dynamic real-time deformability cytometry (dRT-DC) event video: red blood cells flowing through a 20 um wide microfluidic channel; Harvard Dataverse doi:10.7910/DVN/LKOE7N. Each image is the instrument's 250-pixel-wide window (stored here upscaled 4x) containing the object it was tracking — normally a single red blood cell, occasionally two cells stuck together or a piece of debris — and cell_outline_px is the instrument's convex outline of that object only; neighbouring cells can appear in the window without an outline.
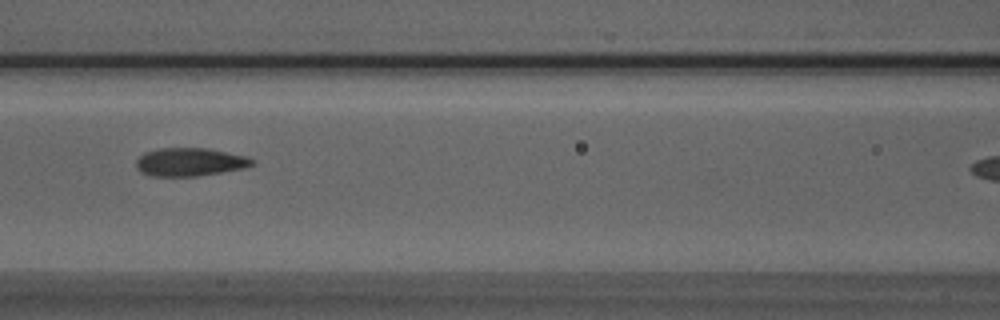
{"species": "Egyptian fruit bat (a non-hibernating species)", "species_latin": "Rousettus aegyptiacus", "temperature_condition": "room temperature", "stored_images_in_passage": 29, "camera_frame_rate_fps": 3000, "um_per_image_px": 0.085, "animal": {"sex": "male"}, "frame": {"image": 1, "passage_image": 9, "time_ms": 2.667, "image_size_px": [1000, 320], "cell_outline_px": [[256, 164], [244, 168], [196, 176], [152, 176], [140, 172], [136, 168], [136, 160], [144, 152], [160, 148], [208, 148], [244, 156], [256, 160]], "centroid_in_image_um": [16.12, 13.77], "position_along_channel_um": 150.5, "area_um2": 19.07}}
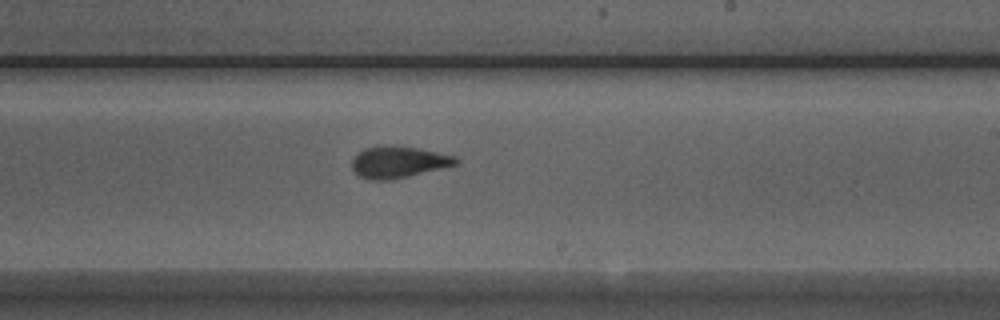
{"frame": {"image": 2, "passage_image": 17, "time_ms": 5.333, "image_size_px": [1000, 320], "cell_outline_px": [[460, 164], [408, 176], [388, 180], [368, 180], [360, 176], [352, 168], [352, 160], [364, 148], [376, 144], [392, 144], [416, 148], [456, 156], [460, 160]], "centroid_in_image_um": [33.88, 13.75], "position_along_channel_um": 255.1, "area_um2": 19.36}}
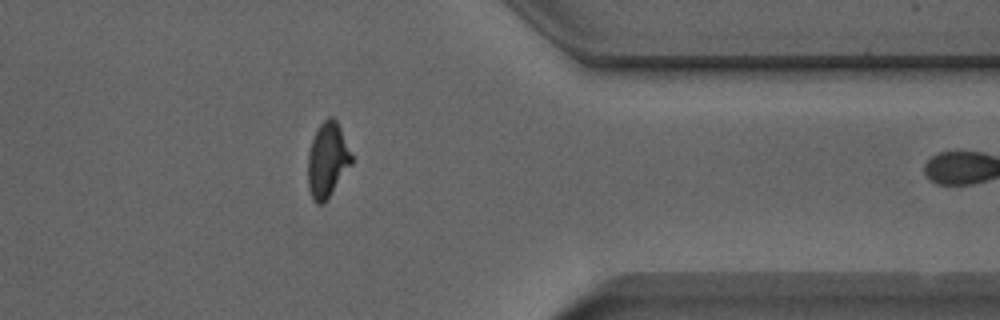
{"frame": {"image": 3, "passage_image": 28, "time_ms": 9.0, "image_size_px": [1000, 320], "cell_outline_px": [[352, 164], [324, 204], [316, 204], [312, 200], [308, 188], [308, 156], [312, 140], [320, 124], [328, 116], [332, 116], [336, 120], [340, 128], [352, 156]], "centroid_in_image_um": [27.82, 13.64], "position_along_channel_um": 383.6, "area_um2": 18.96}}